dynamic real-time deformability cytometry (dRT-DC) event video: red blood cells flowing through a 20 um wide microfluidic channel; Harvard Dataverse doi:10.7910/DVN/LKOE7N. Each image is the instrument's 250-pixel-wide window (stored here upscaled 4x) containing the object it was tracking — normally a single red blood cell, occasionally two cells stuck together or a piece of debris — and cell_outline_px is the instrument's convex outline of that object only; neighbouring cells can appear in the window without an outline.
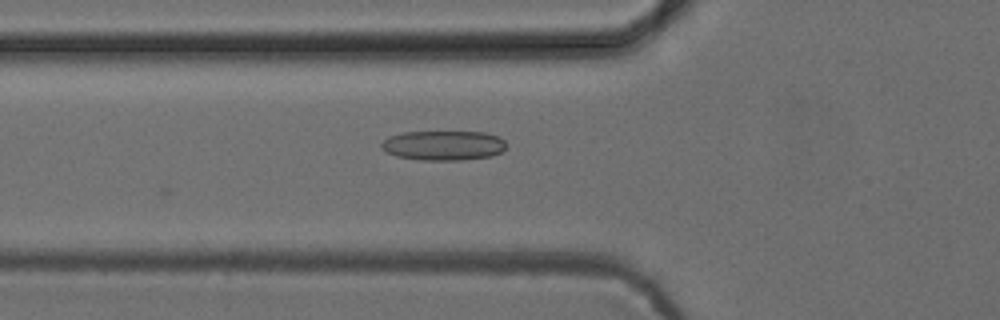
{"species": "common noctule bat (a hibernating species)", "species_latin": "Nyctalus noctula", "temperature_condition": "cold", "stored_images_in_passage": 32, "camera_frame_rate_fps": 3000, "um_per_image_px": 0.085, "animal": {"sex": "female", "body_mass_g": 24.6, "forearm_length_mm": 56.2}, "frame": {"image": 1, "passage_image": 3, "time_ms": 0.667, "image_size_px": [1000, 320], "cell_outline_px": [[508, 144], [500, 152], [492, 156], [464, 160], [420, 160], [396, 156], [380, 148], [380, 144], [388, 136], [404, 132], [484, 132], [496, 136], [504, 140]], "centroid_in_image_um": [37.68, 12.36], "position_along_channel_um": 88.1, "area_um2": 21.68}}
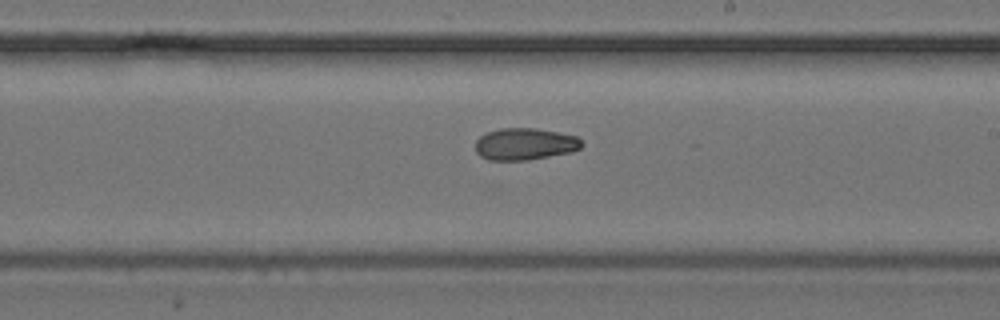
{"frame": {"image": 2, "passage_image": 15, "time_ms": 4.667, "image_size_px": [1000, 320], "cell_outline_px": [[584, 144], [580, 148], [572, 152], [528, 160], [488, 160], [480, 156], [476, 152], [476, 140], [484, 132], [500, 128], [536, 128], [576, 136]], "centroid_in_image_um": [44.59, 12.24], "position_along_channel_um": 244.4, "area_um2": 19.88}}
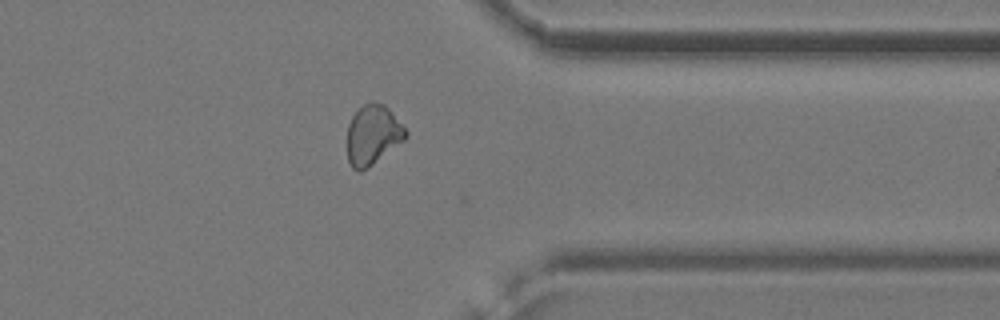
{"frame": {"image": 3, "passage_image": 26, "time_ms": 8.333, "image_size_px": [1000, 320], "cell_outline_px": [[408, 136], [404, 140], [368, 168], [360, 172], [352, 168], [348, 160], [348, 124], [352, 116], [364, 104], [372, 100], [384, 104], [388, 108], [408, 132]], "centroid_in_image_um": [31.69, 11.46], "position_along_channel_um": 379.7, "area_um2": 20.29}, "authors_computed_cell_mechanics": {"area_um2": 19.9699, "velocity_mm_per_s": 3.8791, "shape_relaxation_time_tau1_ms": null, "shape_relaxation_time_tau2_ms": 3.4888, "deformation_change_tau1": null, "deformation_change_tau2": 0.0615}}